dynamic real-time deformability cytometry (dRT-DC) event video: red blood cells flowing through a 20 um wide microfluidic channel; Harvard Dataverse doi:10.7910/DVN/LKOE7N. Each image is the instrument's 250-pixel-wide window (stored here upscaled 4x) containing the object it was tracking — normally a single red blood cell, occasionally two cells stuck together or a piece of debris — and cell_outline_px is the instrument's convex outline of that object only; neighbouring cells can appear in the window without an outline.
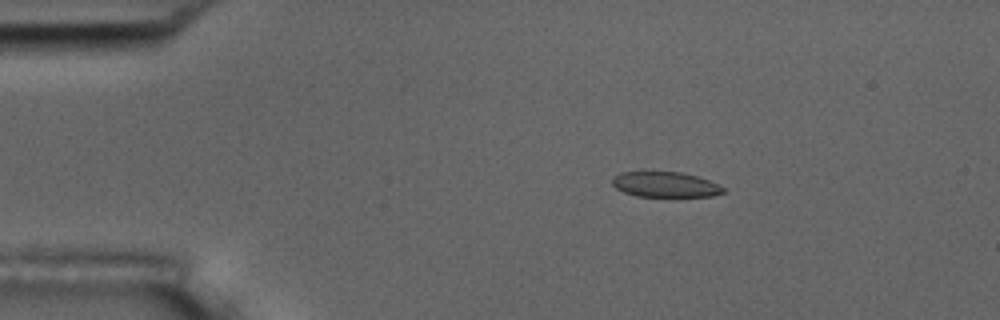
{"species": "common noctule bat (a hibernating species)", "species_latin": "Nyctalus noctula", "temperature_condition": "room temperature", "stored_images_in_passage": 3, "camera_frame_rate_fps": 3000, "um_per_image_px": 0.085, "animal": {"sex": "male", "body_mass_g": 17.5, "forearm_length_mm": 52.3}, "frame": {"image": 1, "passage_image": 2, "time_ms": 1.333, "image_size_px": [1000, 320], "cell_outline_px": [[724, 192], [712, 196], [636, 196], [624, 192], [616, 188], [612, 184], [612, 176], [620, 172], [680, 172], [696, 176], [708, 180], [724, 188]], "centroid_in_image_um": [56.49, 15.68], "position_along_channel_um": 28.5, "area_um2": 16.18}}